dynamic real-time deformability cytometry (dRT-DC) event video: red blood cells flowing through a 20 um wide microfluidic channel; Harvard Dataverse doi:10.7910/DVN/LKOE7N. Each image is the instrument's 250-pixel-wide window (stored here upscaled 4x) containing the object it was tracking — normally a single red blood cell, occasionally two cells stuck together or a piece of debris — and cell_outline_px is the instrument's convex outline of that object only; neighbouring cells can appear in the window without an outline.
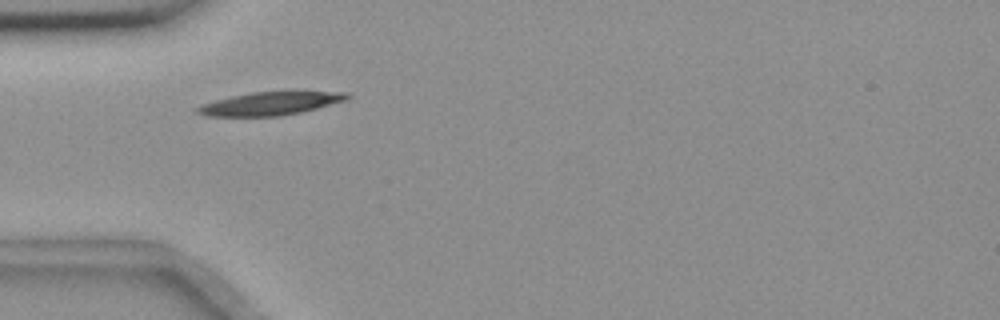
{"species": "common noctule bat (a hibernating species)", "species_latin": "Nyctalus noctula", "temperature_condition": "room temperature", "stored_images_in_passage": 40, "camera_frame_rate_fps": 3000, "um_per_image_px": 0.085, "animal": {"sex": "female", "body_mass_g": 18.4}, "frame": {"image": 1, "passage_image": 1, "time_ms": 0.0, "image_size_px": [1000, 320], "cell_outline_px": [[352, 96], [348, 100], [300, 112], [280, 116], [208, 116], [196, 112], [196, 108], [204, 104], [216, 100], [232, 96], [252, 92], [288, 88], [292, 88], [348, 92]], "centroid_in_image_um": [23.16, 8.73], "position_along_channel_um": 61.8, "area_um2": 21.33}}
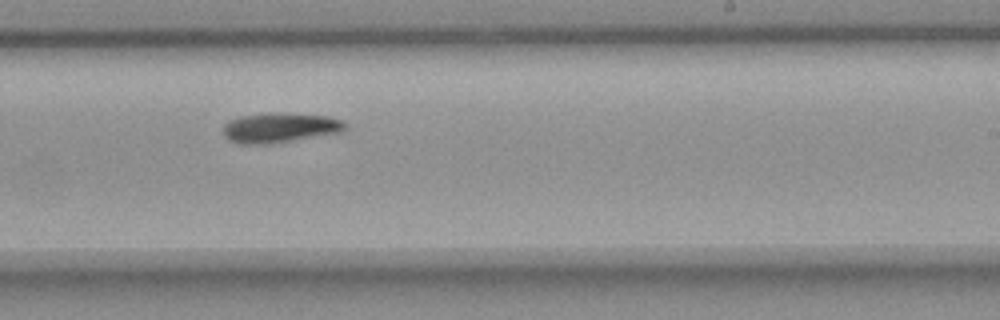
{"frame": {"image": 2, "passage_image": 18, "time_ms": 5.667, "image_size_px": [1000, 320], "cell_outline_px": [[348, 128], [344, 132], [272, 144], [240, 144], [228, 140], [224, 136], [224, 124], [240, 116], [276, 112], [284, 112], [328, 116], [340, 120], [348, 124]], "centroid_in_image_um": [23.85, 10.86], "position_along_channel_um": 265.2, "area_um2": 21.62}}
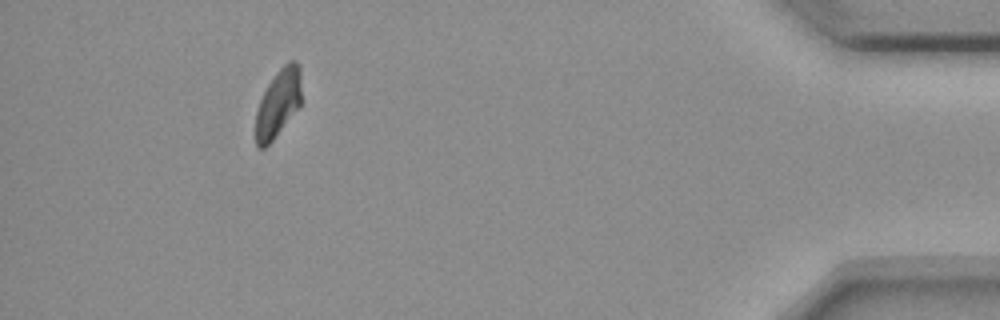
{"frame": {"image": 3, "passage_image": 35, "time_ms": 11.333, "image_size_px": [1000, 320], "cell_outline_px": [[300, 104], [272, 140], [264, 148], [260, 148], [256, 144], [256, 112], [260, 100], [268, 84], [276, 72], [288, 60], [296, 60], [300, 64]], "centroid_in_image_um": [23.64, 8.72], "position_along_channel_um": 411.6, "area_um2": 17.63}, "authors_computed_cell_mechanics": {"area_um2": 20.0277, "velocity_mm_per_s": 3.6326, "shape_relaxation_time_tau1_ms": 3.8737, "shape_relaxation_time_tau2_ms": null, "deformation_change_tau1": 0.1334, "deformation_change_tau2": null}}